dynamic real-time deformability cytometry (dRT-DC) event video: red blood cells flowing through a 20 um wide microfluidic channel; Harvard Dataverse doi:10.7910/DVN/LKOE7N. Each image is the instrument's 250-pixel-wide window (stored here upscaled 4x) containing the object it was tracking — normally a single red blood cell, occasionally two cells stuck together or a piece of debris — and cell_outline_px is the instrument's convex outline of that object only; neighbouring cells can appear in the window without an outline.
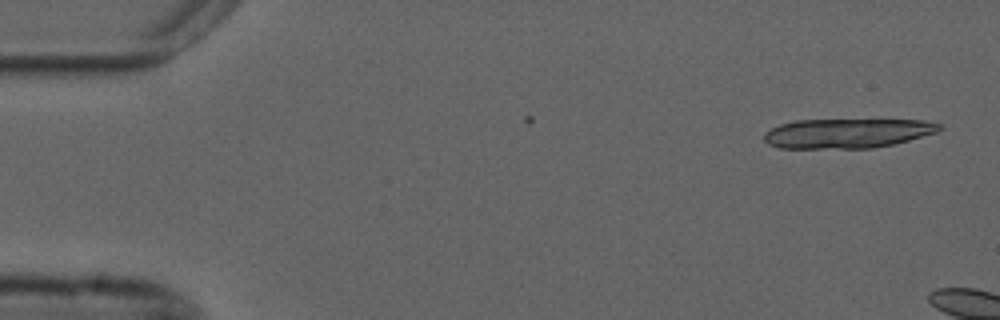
{"species": "common noctule bat (a hibernating species)", "species_latin": "Nyctalus noctula", "temperature_condition": "cold", "stored_images_in_passage": 5, "camera_frame_rate_fps": 3000, "um_per_image_px": 0.085, "animal": {"sex": "male", "forearm_length_mm": 52.5}, "frame": {"image": 1, "passage_image": 1, "time_ms": 0.0, "image_size_px": [1000, 320], "cell_outline_px": [[944, 128], [936, 132], [908, 140], [892, 144], [872, 148], [780, 148], [768, 144], [764, 140], [764, 132], [780, 124], [796, 120], [924, 120], [940, 124]], "centroid_in_image_um": [71.99, 11.33], "position_along_channel_um": 13.0, "area_um2": 30.06}}